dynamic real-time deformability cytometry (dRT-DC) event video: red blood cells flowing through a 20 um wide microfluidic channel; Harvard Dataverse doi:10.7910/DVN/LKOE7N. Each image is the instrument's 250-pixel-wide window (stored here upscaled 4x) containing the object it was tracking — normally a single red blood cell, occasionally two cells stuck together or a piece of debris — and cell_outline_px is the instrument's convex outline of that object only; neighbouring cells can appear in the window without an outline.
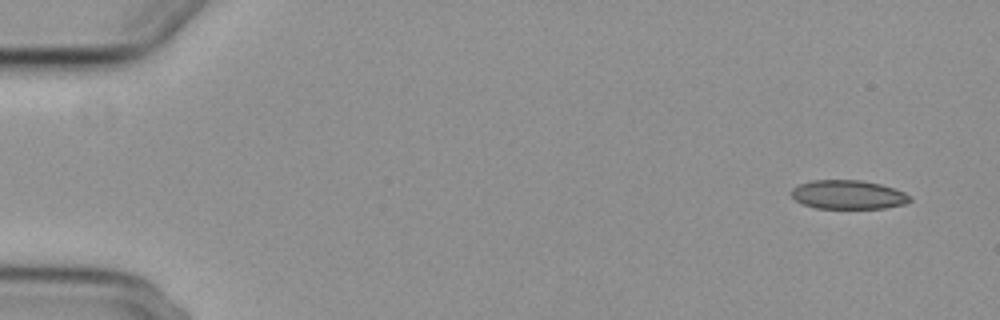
{"species": "common noctule bat (a hibernating species)", "species_latin": "Nyctalus noctula", "temperature_condition": "cold", "stored_images_in_passage": 5, "segment_of_instrument_passage": [1, 2], "camera_frame_rate_fps": 3000, "um_per_image_px": 0.085, "animal": {"sex": "female", "body_mass_g": 29.2, "forearm_length_mm": 56.3}, "frame": {"image": 1, "passage_image": 1, "time_ms": 0.0, "image_size_px": [1000, 320], "cell_outline_px": [[912, 200], [904, 204], [884, 208], [816, 208], [804, 204], [796, 200], [792, 196], [792, 188], [800, 184], [812, 180], [860, 180], [880, 184], [904, 192], [912, 196]], "centroid_in_image_um": [72.11, 16.54], "position_along_channel_um": 12.9, "area_um2": 19.83}}
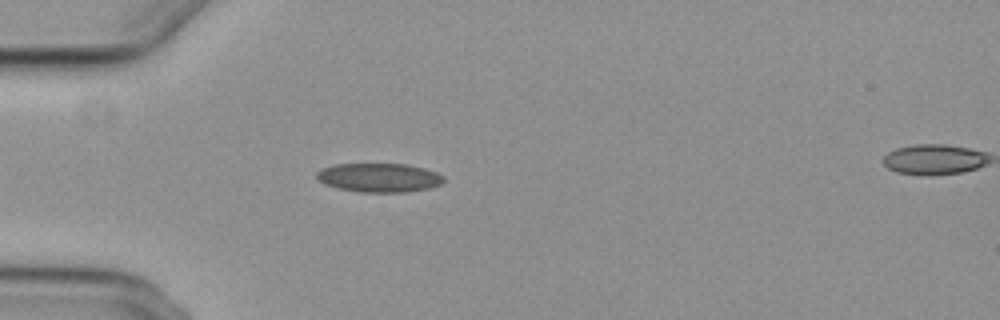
{"frame": {"image": 2, "passage_image": 4, "time_ms": 4.333, "image_size_px": [1000, 320], "cell_outline_px": [[444, 180], [440, 184], [428, 188], [408, 192], [360, 192], [336, 188], [324, 184], [316, 176], [316, 172], [324, 168], [336, 164], [404, 164], [424, 168], [436, 172], [444, 176]], "centroid_in_image_um": [32.22, 15.1], "position_along_channel_um": 52.8, "area_um2": 21.33}}